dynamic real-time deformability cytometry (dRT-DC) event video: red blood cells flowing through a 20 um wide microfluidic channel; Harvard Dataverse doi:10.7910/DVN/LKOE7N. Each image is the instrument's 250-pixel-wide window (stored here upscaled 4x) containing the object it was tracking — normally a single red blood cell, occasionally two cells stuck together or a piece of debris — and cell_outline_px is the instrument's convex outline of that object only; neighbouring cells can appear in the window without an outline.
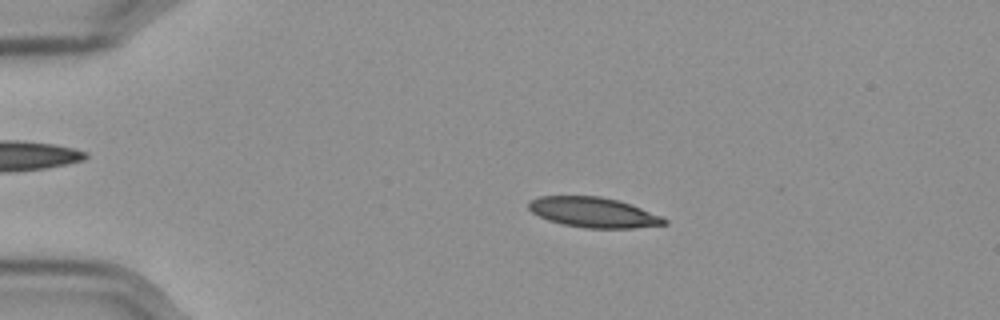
{"species": "Egyptian fruit bat (a non-hibernating species)", "species_latin": "Rousettus aegyptiacus", "temperature_condition": "cold", "stored_images_in_passage": 57, "camera_frame_rate_fps": 3000, "um_per_image_px": 0.085, "frame": {"image": 1, "passage_image": 12, "time_ms": 3.667, "image_size_px": [1000, 320], "cell_outline_px": [[668, 224], [632, 228], [584, 228], [564, 224], [548, 220], [532, 212], [528, 208], [528, 200], [540, 196], [600, 196], [620, 200], [664, 216], [668, 220]], "centroid_in_image_um": [50.48, 18.04], "position_along_channel_um": 34.5, "area_um2": 24.04}}
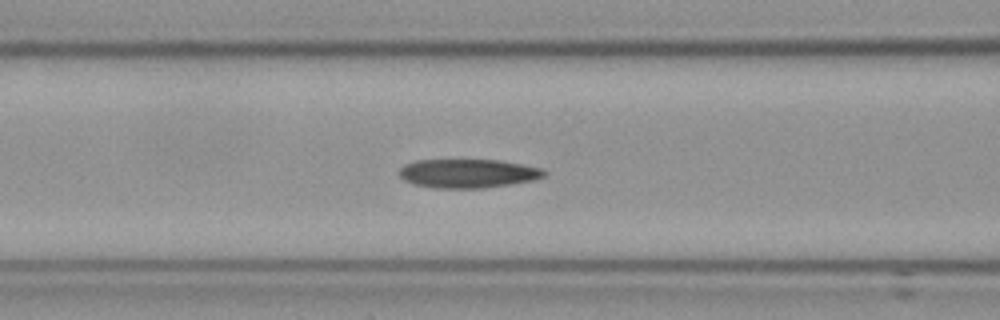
{"frame": {"image": 2, "passage_image": 24, "time_ms": 7.667, "image_size_px": [1000, 320], "cell_outline_px": [[548, 172], [544, 176], [536, 180], [480, 188], [436, 188], [416, 184], [404, 180], [400, 176], [400, 168], [404, 164], [416, 160], [496, 160], [520, 164], [540, 168]], "centroid_in_image_um": [39.77, 14.74], "position_along_channel_um": 126.8, "area_um2": 24.1}}
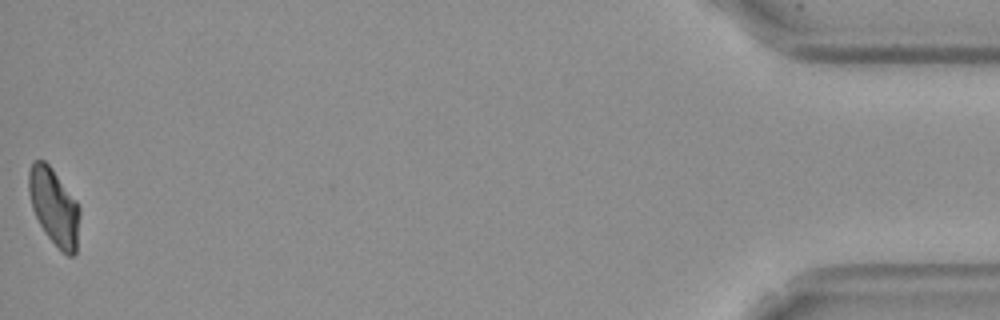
{"frame": {"image": 3, "passage_image": 57, "time_ms": 18.667, "image_size_px": [1000, 320], "cell_outline_px": [[80, 216], [76, 252], [72, 256], [68, 256], [44, 232], [32, 208], [28, 192], [28, 172], [32, 160], [44, 160], [52, 168], [76, 200], [80, 208]], "centroid_in_image_um": [4.59, 17.54], "position_along_channel_um": 430.6, "area_um2": 22.72}}